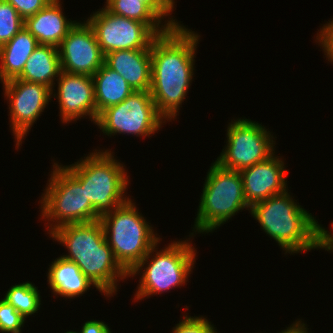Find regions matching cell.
<instances>
[{"mask_svg":"<svg viewBox=\"0 0 333 333\" xmlns=\"http://www.w3.org/2000/svg\"><path fill=\"white\" fill-rule=\"evenodd\" d=\"M99 220L116 260L128 273L162 241L131 198Z\"/></svg>","mask_w":333,"mask_h":333,"instance_id":"8992f818","label":"cell"},{"mask_svg":"<svg viewBox=\"0 0 333 333\" xmlns=\"http://www.w3.org/2000/svg\"><path fill=\"white\" fill-rule=\"evenodd\" d=\"M104 63L119 73L133 91L151 87V49L117 50L105 55Z\"/></svg>","mask_w":333,"mask_h":333,"instance_id":"e0dca14e","label":"cell"},{"mask_svg":"<svg viewBox=\"0 0 333 333\" xmlns=\"http://www.w3.org/2000/svg\"><path fill=\"white\" fill-rule=\"evenodd\" d=\"M106 55L117 50L151 49L157 36L145 23L110 12L105 6L86 20Z\"/></svg>","mask_w":333,"mask_h":333,"instance_id":"8fae6325","label":"cell"},{"mask_svg":"<svg viewBox=\"0 0 333 333\" xmlns=\"http://www.w3.org/2000/svg\"><path fill=\"white\" fill-rule=\"evenodd\" d=\"M56 81L57 93L51 91V96L58 98L62 123L75 122L86 116L95 123L96 103L92 76L61 71Z\"/></svg>","mask_w":333,"mask_h":333,"instance_id":"5bb4252c","label":"cell"},{"mask_svg":"<svg viewBox=\"0 0 333 333\" xmlns=\"http://www.w3.org/2000/svg\"><path fill=\"white\" fill-rule=\"evenodd\" d=\"M49 266L47 282L55 296L74 299L86 293L91 286L96 287L74 262L62 256L52 261Z\"/></svg>","mask_w":333,"mask_h":333,"instance_id":"ac0fdd59","label":"cell"},{"mask_svg":"<svg viewBox=\"0 0 333 333\" xmlns=\"http://www.w3.org/2000/svg\"><path fill=\"white\" fill-rule=\"evenodd\" d=\"M233 120L227 126L226 145L215 160L217 164L241 171L275 153V138L264 125L247 118Z\"/></svg>","mask_w":333,"mask_h":333,"instance_id":"9c48e42d","label":"cell"},{"mask_svg":"<svg viewBox=\"0 0 333 333\" xmlns=\"http://www.w3.org/2000/svg\"><path fill=\"white\" fill-rule=\"evenodd\" d=\"M61 0H52L42 10L24 20L26 28L39 45L59 47L77 21L67 19L62 11Z\"/></svg>","mask_w":333,"mask_h":333,"instance_id":"2e32d148","label":"cell"},{"mask_svg":"<svg viewBox=\"0 0 333 333\" xmlns=\"http://www.w3.org/2000/svg\"><path fill=\"white\" fill-rule=\"evenodd\" d=\"M306 325L307 324L302 322V319L301 320L298 319L295 322H293L289 327L278 333H310L307 331L309 330V328H307Z\"/></svg>","mask_w":333,"mask_h":333,"instance_id":"4dcf8cb0","label":"cell"},{"mask_svg":"<svg viewBox=\"0 0 333 333\" xmlns=\"http://www.w3.org/2000/svg\"><path fill=\"white\" fill-rule=\"evenodd\" d=\"M108 324L100 320H88L82 325L78 333H112Z\"/></svg>","mask_w":333,"mask_h":333,"instance_id":"f546056e","label":"cell"},{"mask_svg":"<svg viewBox=\"0 0 333 333\" xmlns=\"http://www.w3.org/2000/svg\"><path fill=\"white\" fill-rule=\"evenodd\" d=\"M327 251H331L333 252V241L331 242L330 246H329V249Z\"/></svg>","mask_w":333,"mask_h":333,"instance_id":"1f68e13d","label":"cell"},{"mask_svg":"<svg viewBox=\"0 0 333 333\" xmlns=\"http://www.w3.org/2000/svg\"><path fill=\"white\" fill-rule=\"evenodd\" d=\"M58 48L51 45H39L28 58L22 73L16 78L23 81L46 85L56 91L55 81L61 73Z\"/></svg>","mask_w":333,"mask_h":333,"instance_id":"ffe728a7","label":"cell"},{"mask_svg":"<svg viewBox=\"0 0 333 333\" xmlns=\"http://www.w3.org/2000/svg\"><path fill=\"white\" fill-rule=\"evenodd\" d=\"M2 85L4 97L9 104L10 127L15 136L16 149H19L25 135L27 136L35 121L39 119L49 101L52 100L51 89L40 83L16 78L6 81Z\"/></svg>","mask_w":333,"mask_h":333,"instance_id":"7c38bea8","label":"cell"},{"mask_svg":"<svg viewBox=\"0 0 333 333\" xmlns=\"http://www.w3.org/2000/svg\"><path fill=\"white\" fill-rule=\"evenodd\" d=\"M165 122L157 112L150 92L134 91L124 101L103 110L95 125L110 137L119 133L150 138Z\"/></svg>","mask_w":333,"mask_h":333,"instance_id":"30bf717a","label":"cell"},{"mask_svg":"<svg viewBox=\"0 0 333 333\" xmlns=\"http://www.w3.org/2000/svg\"><path fill=\"white\" fill-rule=\"evenodd\" d=\"M9 2L25 20L42 10L52 0H5Z\"/></svg>","mask_w":333,"mask_h":333,"instance_id":"83f0119b","label":"cell"},{"mask_svg":"<svg viewBox=\"0 0 333 333\" xmlns=\"http://www.w3.org/2000/svg\"><path fill=\"white\" fill-rule=\"evenodd\" d=\"M203 185L192 230L195 234L212 233L240 210H250L240 171L230 170L213 162Z\"/></svg>","mask_w":333,"mask_h":333,"instance_id":"52a82bcc","label":"cell"},{"mask_svg":"<svg viewBox=\"0 0 333 333\" xmlns=\"http://www.w3.org/2000/svg\"><path fill=\"white\" fill-rule=\"evenodd\" d=\"M92 79L96 103V120L103 110L124 101L134 92L126 80L105 63L95 72Z\"/></svg>","mask_w":333,"mask_h":333,"instance_id":"44dd1931","label":"cell"},{"mask_svg":"<svg viewBox=\"0 0 333 333\" xmlns=\"http://www.w3.org/2000/svg\"><path fill=\"white\" fill-rule=\"evenodd\" d=\"M26 319L4 299H0V332L22 333Z\"/></svg>","mask_w":333,"mask_h":333,"instance_id":"d4e9b609","label":"cell"},{"mask_svg":"<svg viewBox=\"0 0 333 333\" xmlns=\"http://www.w3.org/2000/svg\"><path fill=\"white\" fill-rule=\"evenodd\" d=\"M287 189L250 206V213L261 229L275 240L284 254H298L313 249L328 250L333 241L329 232L309 211L293 199ZM298 203V204H297Z\"/></svg>","mask_w":333,"mask_h":333,"instance_id":"7a4b0ae2","label":"cell"},{"mask_svg":"<svg viewBox=\"0 0 333 333\" xmlns=\"http://www.w3.org/2000/svg\"><path fill=\"white\" fill-rule=\"evenodd\" d=\"M24 19L7 1L0 0V46L9 42L21 29Z\"/></svg>","mask_w":333,"mask_h":333,"instance_id":"cb8c5ba5","label":"cell"},{"mask_svg":"<svg viewBox=\"0 0 333 333\" xmlns=\"http://www.w3.org/2000/svg\"><path fill=\"white\" fill-rule=\"evenodd\" d=\"M105 3V7L110 12L145 23L156 35H161L169 29V27L140 0H106Z\"/></svg>","mask_w":333,"mask_h":333,"instance_id":"7402d4cb","label":"cell"},{"mask_svg":"<svg viewBox=\"0 0 333 333\" xmlns=\"http://www.w3.org/2000/svg\"><path fill=\"white\" fill-rule=\"evenodd\" d=\"M284 159L275 153L267 160L240 171L246 202L249 206L284 193L287 189Z\"/></svg>","mask_w":333,"mask_h":333,"instance_id":"9a60e30c","label":"cell"},{"mask_svg":"<svg viewBox=\"0 0 333 333\" xmlns=\"http://www.w3.org/2000/svg\"><path fill=\"white\" fill-rule=\"evenodd\" d=\"M38 46L37 39L26 28L21 29L9 42L0 46L1 83L17 78Z\"/></svg>","mask_w":333,"mask_h":333,"instance_id":"d6986e66","label":"cell"},{"mask_svg":"<svg viewBox=\"0 0 333 333\" xmlns=\"http://www.w3.org/2000/svg\"><path fill=\"white\" fill-rule=\"evenodd\" d=\"M52 167L39 201L40 216L47 221L48 233L64 225L99 220L81 183L62 164L54 162Z\"/></svg>","mask_w":333,"mask_h":333,"instance_id":"ba28073f","label":"cell"},{"mask_svg":"<svg viewBox=\"0 0 333 333\" xmlns=\"http://www.w3.org/2000/svg\"><path fill=\"white\" fill-rule=\"evenodd\" d=\"M3 299L11 304L24 319L37 313L41 307V296L38 287L29 281L12 285Z\"/></svg>","mask_w":333,"mask_h":333,"instance_id":"603a6c76","label":"cell"},{"mask_svg":"<svg viewBox=\"0 0 333 333\" xmlns=\"http://www.w3.org/2000/svg\"><path fill=\"white\" fill-rule=\"evenodd\" d=\"M171 333H217V329L204 316L185 315Z\"/></svg>","mask_w":333,"mask_h":333,"instance_id":"484cf974","label":"cell"},{"mask_svg":"<svg viewBox=\"0 0 333 333\" xmlns=\"http://www.w3.org/2000/svg\"><path fill=\"white\" fill-rule=\"evenodd\" d=\"M110 150L95 149L84 159L64 166L85 188L87 199L100 218L130 199L125 195L130 184L125 165Z\"/></svg>","mask_w":333,"mask_h":333,"instance_id":"277c9868","label":"cell"},{"mask_svg":"<svg viewBox=\"0 0 333 333\" xmlns=\"http://www.w3.org/2000/svg\"><path fill=\"white\" fill-rule=\"evenodd\" d=\"M333 19V18H332ZM316 42L322 47L326 59L333 63V20H329L323 24L322 28L318 30Z\"/></svg>","mask_w":333,"mask_h":333,"instance_id":"f1b7e54d","label":"cell"},{"mask_svg":"<svg viewBox=\"0 0 333 333\" xmlns=\"http://www.w3.org/2000/svg\"><path fill=\"white\" fill-rule=\"evenodd\" d=\"M190 238L172 241L158 251L156 247L159 241L128 273L130 278L138 274L141 276L134 294L135 302L186 285L197 257V250L190 243Z\"/></svg>","mask_w":333,"mask_h":333,"instance_id":"5b68a950","label":"cell"},{"mask_svg":"<svg viewBox=\"0 0 333 333\" xmlns=\"http://www.w3.org/2000/svg\"><path fill=\"white\" fill-rule=\"evenodd\" d=\"M65 333H78L77 331H73V330H70V331H67Z\"/></svg>","mask_w":333,"mask_h":333,"instance_id":"d6a6232c","label":"cell"},{"mask_svg":"<svg viewBox=\"0 0 333 333\" xmlns=\"http://www.w3.org/2000/svg\"><path fill=\"white\" fill-rule=\"evenodd\" d=\"M49 236L68 249L62 257L74 262L105 297L116 295L119 281L128 278L106 241L100 220L64 225Z\"/></svg>","mask_w":333,"mask_h":333,"instance_id":"3957f363","label":"cell"},{"mask_svg":"<svg viewBox=\"0 0 333 333\" xmlns=\"http://www.w3.org/2000/svg\"><path fill=\"white\" fill-rule=\"evenodd\" d=\"M145 3L169 28H175L180 25L176 19L172 18L171 12L174 11L175 0H140ZM169 16V17H167ZM169 18V19H166ZM171 17V18H170Z\"/></svg>","mask_w":333,"mask_h":333,"instance_id":"4316f807","label":"cell"},{"mask_svg":"<svg viewBox=\"0 0 333 333\" xmlns=\"http://www.w3.org/2000/svg\"><path fill=\"white\" fill-rule=\"evenodd\" d=\"M200 35L183 24L169 28L151 42L150 94L157 112L174 121L188 93L194 75Z\"/></svg>","mask_w":333,"mask_h":333,"instance_id":"6da1fadb","label":"cell"},{"mask_svg":"<svg viewBox=\"0 0 333 333\" xmlns=\"http://www.w3.org/2000/svg\"><path fill=\"white\" fill-rule=\"evenodd\" d=\"M61 70L71 74L93 76L104 64L103 54L93 28L79 21L58 47Z\"/></svg>","mask_w":333,"mask_h":333,"instance_id":"4fadbf2b","label":"cell"}]
</instances>
